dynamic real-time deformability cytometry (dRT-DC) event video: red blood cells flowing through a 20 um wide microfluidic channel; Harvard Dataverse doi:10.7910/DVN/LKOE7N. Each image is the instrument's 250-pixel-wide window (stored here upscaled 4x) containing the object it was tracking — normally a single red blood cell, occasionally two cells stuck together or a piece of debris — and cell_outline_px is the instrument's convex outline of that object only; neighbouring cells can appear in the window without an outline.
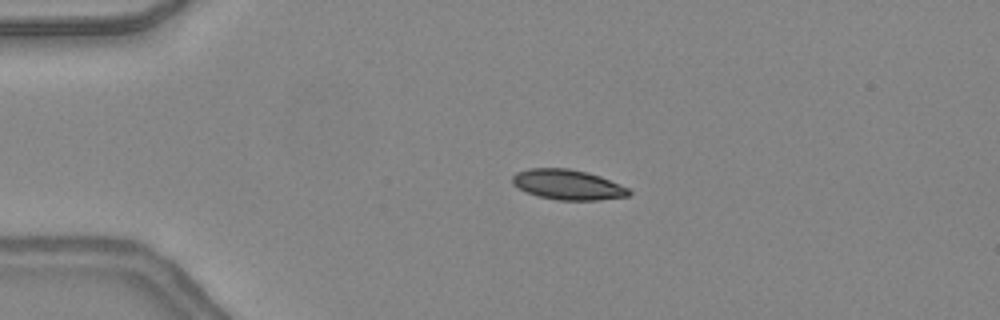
{"species": "common noctule bat (a hibernating species)", "species_latin": "Nyctalus noctula", "temperature_condition": "warm", "stored_images_in_passage": 49, "camera_frame_rate_fps": 3000, "um_per_image_px": 0.085, "animal": {"sex": "female", "body_mass_g": 24.6, "forearm_length_mm": 56.2}, "frame": {"image": 1, "passage_image": 12, "time_ms": 3.667, "image_size_px": [1000, 320], "cell_outline_px": [[632, 192], [628, 196], [596, 200], [556, 200], [540, 196], [528, 192], [512, 184], [512, 176], [516, 172], [528, 168], [568, 168], [588, 172], [600, 176], [628, 188]], "centroid_in_image_um": [48.25, 15.68], "position_along_channel_um": 36.7, "area_um2": 20.35}}
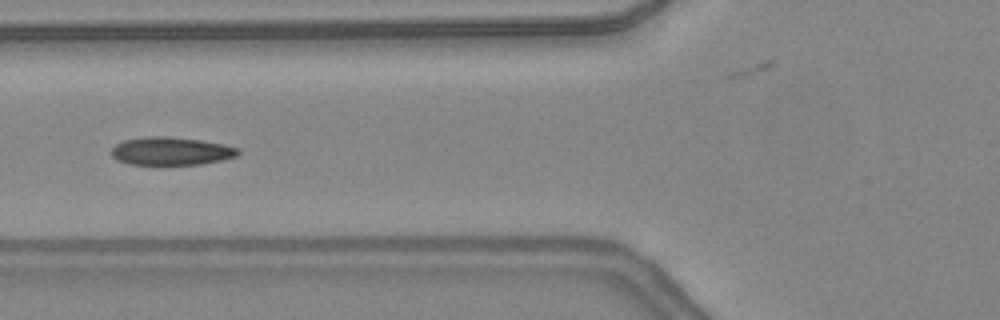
{"frame": {"image": 2, "passage_image": 20, "time_ms": 6.333, "image_size_px": [1000, 320], "cell_outline_px": [[240, 152], [236, 156], [220, 160], [200, 164], [128, 164], [116, 160], [112, 156], [112, 148], [116, 144], [124, 140], [148, 136], [168, 136], [200, 140], [224, 144], [240, 148]], "centroid_in_image_um": [14.54, 12.83], "position_along_channel_um": 111.3, "area_um2": 20.63}}
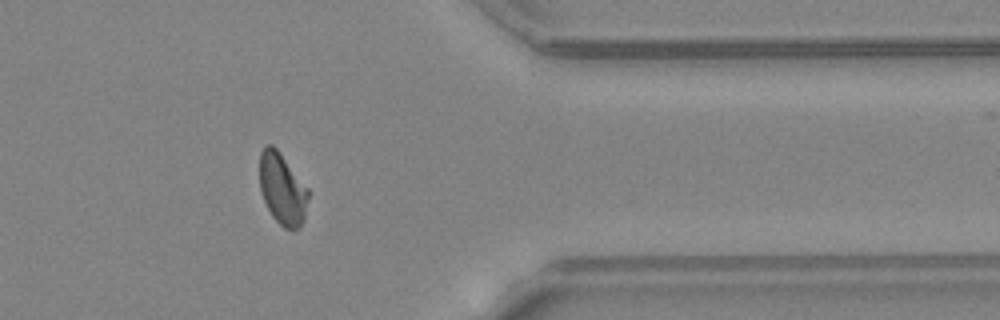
{"frame": {"image": 3, "passage_image": 40, "time_ms": 13.0, "image_size_px": [1000, 320], "cell_outline_px": [[308, 200], [304, 220], [300, 228], [284, 228], [272, 216], [264, 200], [260, 188], [260, 152], [264, 144], [272, 144], [280, 152], [308, 188]], "centroid_in_image_um": [24.0, 16.03], "position_along_channel_um": 387.4, "area_um2": 20.23}, "authors_computed_cell_mechanics": {"area_um2": 20.4034, "velocity_mm_per_s": 4.3716, "shape_relaxation_time_tau1_ms": 7.2317, "shape_relaxation_time_tau2_ms": 1.3057, "deformation_change_tau1": 0.2017, "deformation_change_tau2": 0.0552}}